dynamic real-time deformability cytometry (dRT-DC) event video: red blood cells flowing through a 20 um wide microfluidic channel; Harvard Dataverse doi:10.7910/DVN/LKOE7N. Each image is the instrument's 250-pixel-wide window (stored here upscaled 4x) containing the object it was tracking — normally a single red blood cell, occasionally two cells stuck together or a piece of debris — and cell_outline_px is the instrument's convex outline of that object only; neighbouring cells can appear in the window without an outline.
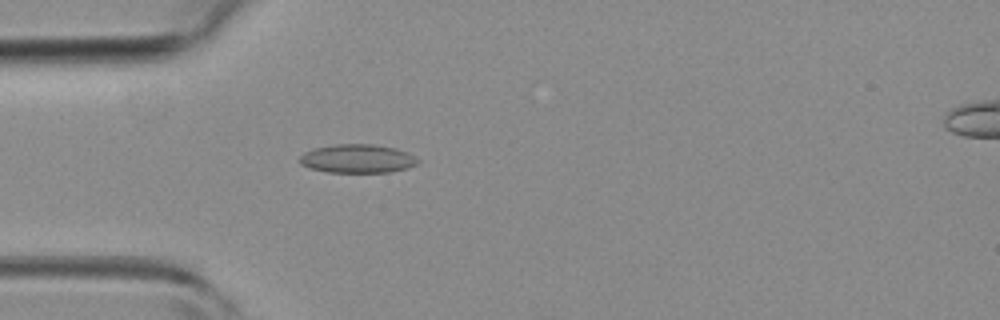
{"species": "common noctule bat (a hibernating species)", "species_latin": "Nyctalus noctula", "temperature_condition": "room temperature", "stored_images_in_passage": 3, "camera_frame_rate_fps": 3000, "um_per_image_px": 0.085, "animal": {"sex": "female", "body_mass_g": 19.3, "forearm_length_mm": 54.1}, "frame": {"image": 1, "passage_image": 3, "time_ms": 2.0, "image_size_px": [1000, 320], "cell_outline_px": [[420, 160], [416, 164], [408, 168], [388, 172], [328, 172], [308, 168], [300, 164], [300, 156], [304, 152], [312, 148], [336, 144], [372, 144], [396, 148]], "centroid_in_image_um": [30.33, 13.48], "position_along_channel_um": 54.7, "area_um2": 19.65}}